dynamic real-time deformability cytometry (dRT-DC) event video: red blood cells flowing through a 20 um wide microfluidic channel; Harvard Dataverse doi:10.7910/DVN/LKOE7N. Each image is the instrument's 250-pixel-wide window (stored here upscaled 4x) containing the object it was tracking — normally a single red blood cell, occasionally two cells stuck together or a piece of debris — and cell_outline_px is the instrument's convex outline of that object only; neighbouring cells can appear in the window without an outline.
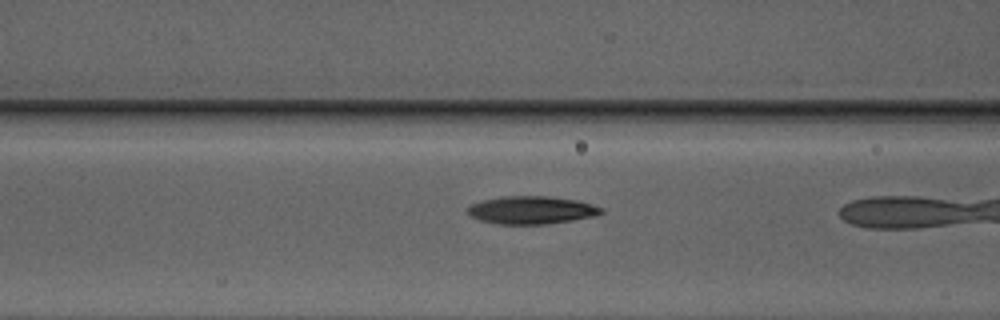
{"species": "Egyptian fruit bat (a non-hibernating species)", "species_latin": "Rousettus aegyptiacus", "temperature_condition": "warm", "stored_images_in_passage": 37, "camera_frame_rate_fps": 3000, "um_per_image_px": 0.085, "animal": {"sex": "male"}, "frame": {"image": 1, "passage_image": 17, "time_ms": 5.333, "image_size_px": [1000, 320], "cell_outline_px": [[604, 212], [596, 216], [572, 220], [544, 224], [496, 224], [480, 220], [468, 216], [468, 208], [472, 204], [484, 200], [500, 196], [552, 196], [576, 200], [592, 204], [604, 208]], "centroid_in_image_um": [45.19, 17.85], "position_along_channel_um": 121.4, "area_um2": 21.79}}
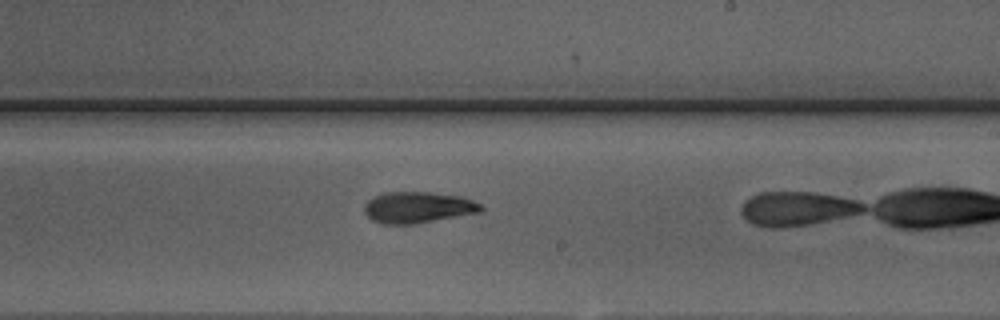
{"frame": {"image": 2, "passage_image": 27, "time_ms": 8.667, "image_size_px": [1000, 320], "cell_outline_px": [[484, 212], [416, 224], [380, 224], [372, 220], [364, 212], [364, 204], [368, 200], [384, 192], [428, 192], [460, 196], [472, 200], [480, 204], [484, 208]], "centroid_in_image_um": [35.54, 17.64], "position_along_channel_um": 253.5, "area_um2": 21.5}}
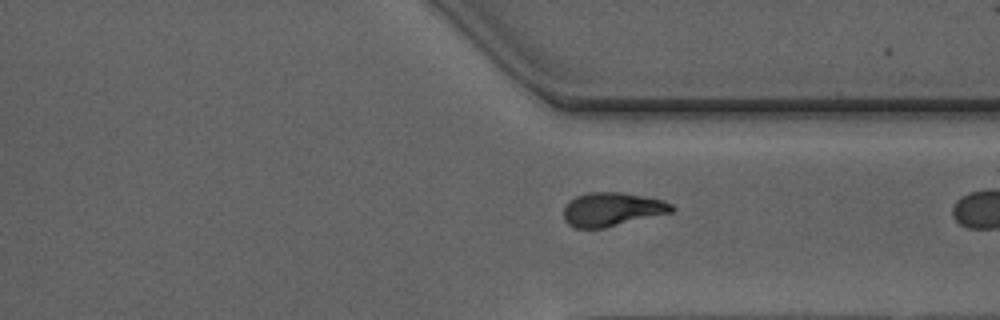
{"frame": {"image": 3, "passage_image": 35, "time_ms": 11.333, "image_size_px": [1000, 320], "cell_outline_px": [[676, 208], [672, 212], [604, 228], [576, 228], [568, 224], [564, 220], [564, 208], [576, 196], [588, 192], [620, 192], [664, 200], [672, 204]], "centroid_in_image_um": [52.04, 17.79], "position_along_channel_um": 359.4, "area_um2": 21.1}}